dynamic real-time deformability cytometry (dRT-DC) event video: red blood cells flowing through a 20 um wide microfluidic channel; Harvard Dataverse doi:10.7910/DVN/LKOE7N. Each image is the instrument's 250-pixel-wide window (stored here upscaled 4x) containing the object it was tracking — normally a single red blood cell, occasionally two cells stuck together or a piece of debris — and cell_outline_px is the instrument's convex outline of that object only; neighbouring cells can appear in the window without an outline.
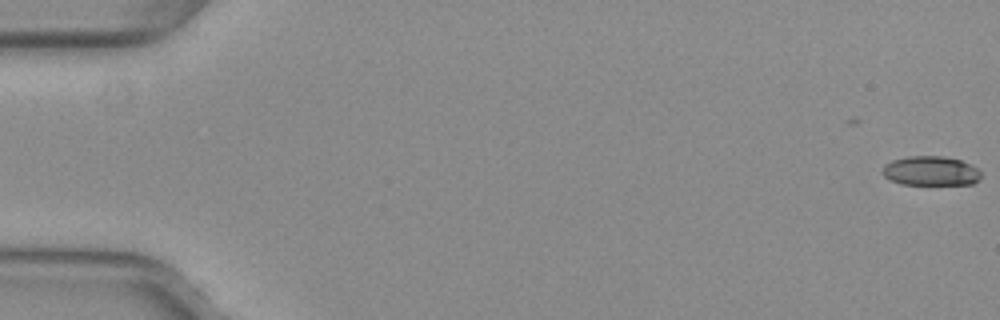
{"species": "common noctule bat (a hibernating species)", "species_latin": "Nyctalus noctula", "temperature_condition": "warm", "stored_images_in_passage": 9, "camera_frame_rate_fps": 3000, "um_per_image_px": 0.085, "animal": {"sex": "female", "body_mass_g": 29.2, "forearm_length_mm": 56.3}, "frame": {"image": 1, "passage_image": 1, "time_ms": 0.0, "image_size_px": [1000, 320], "cell_outline_px": [[980, 176], [972, 184], [900, 184], [884, 176], [880, 172], [884, 164], [892, 160], [908, 156], [944, 156], [960, 160], [976, 168], [980, 172]], "centroid_in_image_um": [79.05, 14.52], "position_along_channel_um": 6.0, "area_um2": 16.76}}